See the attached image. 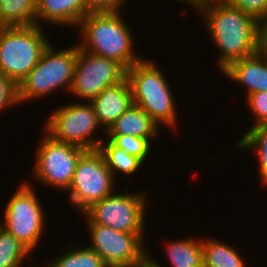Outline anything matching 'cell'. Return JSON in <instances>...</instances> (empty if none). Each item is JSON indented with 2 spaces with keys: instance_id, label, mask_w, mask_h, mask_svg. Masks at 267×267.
Instances as JSON below:
<instances>
[{
  "instance_id": "cell-30",
  "label": "cell",
  "mask_w": 267,
  "mask_h": 267,
  "mask_svg": "<svg viewBox=\"0 0 267 267\" xmlns=\"http://www.w3.org/2000/svg\"><path fill=\"white\" fill-rule=\"evenodd\" d=\"M153 258L154 256L152 257L148 251V262L142 267H162V265H160L159 262H156Z\"/></svg>"
},
{
  "instance_id": "cell-10",
  "label": "cell",
  "mask_w": 267,
  "mask_h": 267,
  "mask_svg": "<svg viewBox=\"0 0 267 267\" xmlns=\"http://www.w3.org/2000/svg\"><path fill=\"white\" fill-rule=\"evenodd\" d=\"M44 134L36 149L32 174L38 183L67 192L77 163L87 150L73 144L58 142Z\"/></svg>"
},
{
  "instance_id": "cell-21",
  "label": "cell",
  "mask_w": 267,
  "mask_h": 267,
  "mask_svg": "<svg viewBox=\"0 0 267 267\" xmlns=\"http://www.w3.org/2000/svg\"><path fill=\"white\" fill-rule=\"evenodd\" d=\"M108 141V142H107ZM104 156L108 168L116 180V173H123L125 176H133L145 164L140 158L125 153L117 147L110 139L101 142L98 149Z\"/></svg>"
},
{
  "instance_id": "cell-13",
  "label": "cell",
  "mask_w": 267,
  "mask_h": 267,
  "mask_svg": "<svg viewBox=\"0 0 267 267\" xmlns=\"http://www.w3.org/2000/svg\"><path fill=\"white\" fill-rule=\"evenodd\" d=\"M90 103L94 107L100 126L104 128L106 133L133 104L132 90L127 77L102 90Z\"/></svg>"
},
{
  "instance_id": "cell-23",
  "label": "cell",
  "mask_w": 267,
  "mask_h": 267,
  "mask_svg": "<svg viewBox=\"0 0 267 267\" xmlns=\"http://www.w3.org/2000/svg\"><path fill=\"white\" fill-rule=\"evenodd\" d=\"M31 252L0 226V267H22Z\"/></svg>"
},
{
  "instance_id": "cell-15",
  "label": "cell",
  "mask_w": 267,
  "mask_h": 267,
  "mask_svg": "<svg viewBox=\"0 0 267 267\" xmlns=\"http://www.w3.org/2000/svg\"><path fill=\"white\" fill-rule=\"evenodd\" d=\"M87 14L85 0H37L36 25L46 22L77 28Z\"/></svg>"
},
{
  "instance_id": "cell-32",
  "label": "cell",
  "mask_w": 267,
  "mask_h": 267,
  "mask_svg": "<svg viewBox=\"0 0 267 267\" xmlns=\"http://www.w3.org/2000/svg\"><path fill=\"white\" fill-rule=\"evenodd\" d=\"M175 1H181L182 3L189 4L192 6V8H197V0H175ZM194 6V7H193Z\"/></svg>"
},
{
  "instance_id": "cell-17",
  "label": "cell",
  "mask_w": 267,
  "mask_h": 267,
  "mask_svg": "<svg viewBox=\"0 0 267 267\" xmlns=\"http://www.w3.org/2000/svg\"><path fill=\"white\" fill-rule=\"evenodd\" d=\"M194 237L168 241L165 245L172 267H203L202 241Z\"/></svg>"
},
{
  "instance_id": "cell-1",
  "label": "cell",
  "mask_w": 267,
  "mask_h": 267,
  "mask_svg": "<svg viewBox=\"0 0 267 267\" xmlns=\"http://www.w3.org/2000/svg\"><path fill=\"white\" fill-rule=\"evenodd\" d=\"M207 34L220 50L217 66L222 72L232 62L252 56L260 48V23L238 7L224 2L199 6Z\"/></svg>"
},
{
  "instance_id": "cell-18",
  "label": "cell",
  "mask_w": 267,
  "mask_h": 267,
  "mask_svg": "<svg viewBox=\"0 0 267 267\" xmlns=\"http://www.w3.org/2000/svg\"><path fill=\"white\" fill-rule=\"evenodd\" d=\"M37 0H0V27L36 24Z\"/></svg>"
},
{
  "instance_id": "cell-16",
  "label": "cell",
  "mask_w": 267,
  "mask_h": 267,
  "mask_svg": "<svg viewBox=\"0 0 267 267\" xmlns=\"http://www.w3.org/2000/svg\"><path fill=\"white\" fill-rule=\"evenodd\" d=\"M158 124L140 107L132 104L110 127L107 135H130L151 140L160 134Z\"/></svg>"
},
{
  "instance_id": "cell-31",
  "label": "cell",
  "mask_w": 267,
  "mask_h": 267,
  "mask_svg": "<svg viewBox=\"0 0 267 267\" xmlns=\"http://www.w3.org/2000/svg\"><path fill=\"white\" fill-rule=\"evenodd\" d=\"M225 0H197V7L208 5L210 3L224 2Z\"/></svg>"
},
{
  "instance_id": "cell-20",
  "label": "cell",
  "mask_w": 267,
  "mask_h": 267,
  "mask_svg": "<svg viewBox=\"0 0 267 267\" xmlns=\"http://www.w3.org/2000/svg\"><path fill=\"white\" fill-rule=\"evenodd\" d=\"M235 143L240 151L253 150L255 156L257 154V160L259 161V178L263 185H267V124L257 125L250 127L245 134L240 136V139Z\"/></svg>"
},
{
  "instance_id": "cell-6",
  "label": "cell",
  "mask_w": 267,
  "mask_h": 267,
  "mask_svg": "<svg viewBox=\"0 0 267 267\" xmlns=\"http://www.w3.org/2000/svg\"><path fill=\"white\" fill-rule=\"evenodd\" d=\"M33 187L30 182H22L7 202L3 220H0V226L31 253L38 249L43 230L46 228L45 213Z\"/></svg>"
},
{
  "instance_id": "cell-25",
  "label": "cell",
  "mask_w": 267,
  "mask_h": 267,
  "mask_svg": "<svg viewBox=\"0 0 267 267\" xmlns=\"http://www.w3.org/2000/svg\"><path fill=\"white\" fill-rule=\"evenodd\" d=\"M224 3L238 7L259 23L267 17V0H225Z\"/></svg>"
},
{
  "instance_id": "cell-4",
  "label": "cell",
  "mask_w": 267,
  "mask_h": 267,
  "mask_svg": "<svg viewBox=\"0 0 267 267\" xmlns=\"http://www.w3.org/2000/svg\"><path fill=\"white\" fill-rule=\"evenodd\" d=\"M78 44L57 51L58 49L50 43L43 51L37 65L19 83L18 102L22 104L25 103L24 101H31L37 97L38 99L47 97L63 87L70 91Z\"/></svg>"
},
{
  "instance_id": "cell-19",
  "label": "cell",
  "mask_w": 267,
  "mask_h": 267,
  "mask_svg": "<svg viewBox=\"0 0 267 267\" xmlns=\"http://www.w3.org/2000/svg\"><path fill=\"white\" fill-rule=\"evenodd\" d=\"M203 267H246L241 254L217 239L202 240Z\"/></svg>"
},
{
  "instance_id": "cell-5",
  "label": "cell",
  "mask_w": 267,
  "mask_h": 267,
  "mask_svg": "<svg viewBox=\"0 0 267 267\" xmlns=\"http://www.w3.org/2000/svg\"><path fill=\"white\" fill-rule=\"evenodd\" d=\"M42 26L0 27V73L17 86L50 44Z\"/></svg>"
},
{
  "instance_id": "cell-2",
  "label": "cell",
  "mask_w": 267,
  "mask_h": 267,
  "mask_svg": "<svg viewBox=\"0 0 267 267\" xmlns=\"http://www.w3.org/2000/svg\"><path fill=\"white\" fill-rule=\"evenodd\" d=\"M122 12L89 13L79 23V48L99 57L112 59L126 70L143 59L133 49L134 35ZM84 40V41H83Z\"/></svg>"
},
{
  "instance_id": "cell-12",
  "label": "cell",
  "mask_w": 267,
  "mask_h": 267,
  "mask_svg": "<svg viewBox=\"0 0 267 267\" xmlns=\"http://www.w3.org/2000/svg\"><path fill=\"white\" fill-rule=\"evenodd\" d=\"M125 77L126 69L117 61L78 48L69 92L83 101L91 102L102 90L117 84Z\"/></svg>"
},
{
  "instance_id": "cell-26",
  "label": "cell",
  "mask_w": 267,
  "mask_h": 267,
  "mask_svg": "<svg viewBox=\"0 0 267 267\" xmlns=\"http://www.w3.org/2000/svg\"><path fill=\"white\" fill-rule=\"evenodd\" d=\"M246 102L255 117V123L251 127L267 124V91L250 94Z\"/></svg>"
},
{
  "instance_id": "cell-27",
  "label": "cell",
  "mask_w": 267,
  "mask_h": 267,
  "mask_svg": "<svg viewBox=\"0 0 267 267\" xmlns=\"http://www.w3.org/2000/svg\"><path fill=\"white\" fill-rule=\"evenodd\" d=\"M18 102V86L7 76L0 73V111L13 106L17 107ZM1 113V112H0Z\"/></svg>"
},
{
  "instance_id": "cell-8",
  "label": "cell",
  "mask_w": 267,
  "mask_h": 267,
  "mask_svg": "<svg viewBox=\"0 0 267 267\" xmlns=\"http://www.w3.org/2000/svg\"><path fill=\"white\" fill-rule=\"evenodd\" d=\"M45 124L46 134L58 142L73 144L85 150H97L101 145L102 139L93 135L101 126L90 102L61 106L49 115Z\"/></svg>"
},
{
  "instance_id": "cell-11",
  "label": "cell",
  "mask_w": 267,
  "mask_h": 267,
  "mask_svg": "<svg viewBox=\"0 0 267 267\" xmlns=\"http://www.w3.org/2000/svg\"><path fill=\"white\" fill-rule=\"evenodd\" d=\"M87 228L91 238L89 247L107 267L143 266L148 262L144 233H125L104 225H87Z\"/></svg>"
},
{
  "instance_id": "cell-3",
  "label": "cell",
  "mask_w": 267,
  "mask_h": 267,
  "mask_svg": "<svg viewBox=\"0 0 267 267\" xmlns=\"http://www.w3.org/2000/svg\"><path fill=\"white\" fill-rule=\"evenodd\" d=\"M126 77L132 90L133 104L147 112L159 127L166 125L176 129L177 107L161 67L143 58L126 70Z\"/></svg>"
},
{
  "instance_id": "cell-9",
  "label": "cell",
  "mask_w": 267,
  "mask_h": 267,
  "mask_svg": "<svg viewBox=\"0 0 267 267\" xmlns=\"http://www.w3.org/2000/svg\"><path fill=\"white\" fill-rule=\"evenodd\" d=\"M116 193L93 204L82 215L87 225H104L125 233H145L146 193Z\"/></svg>"
},
{
  "instance_id": "cell-34",
  "label": "cell",
  "mask_w": 267,
  "mask_h": 267,
  "mask_svg": "<svg viewBox=\"0 0 267 267\" xmlns=\"http://www.w3.org/2000/svg\"><path fill=\"white\" fill-rule=\"evenodd\" d=\"M117 267H142V266H117Z\"/></svg>"
},
{
  "instance_id": "cell-14",
  "label": "cell",
  "mask_w": 267,
  "mask_h": 267,
  "mask_svg": "<svg viewBox=\"0 0 267 267\" xmlns=\"http://www.w3.org/2000/svg\"><path fill=\"white\" fill-rule=\"evenodd\" d=\"M227 78L246 88V98L261 91H267V61L258 51L252 56L232 62L222 71Z\"/></svg>"
},
{
  "instance_id": "cell-33",
  "label": "cell",
  "mask_w": 267,
  "mask_h": 267,
  "mask_svg": "<svg viewBox=\"0 0 267 267\" xmlns=\"http://www.w3.org/2000/svg\"><path fill=\"white\" fill-rule=\"evenodd\" d=\"M259 52L265 57L267 61V50H259Z\"/></svg>"
},
{
  "instance_id": "cell-24",
  "label": "cell",
  "mask_w": 267,
  "mask_h": 267,
  "mask_svg": "<svg viewBox=\"0 0 267 267\" xmlns=\"http://www.w3.org/2000/svg\"><path fill=\"white\" fill-rule=\"evenodd\" d=\"M106 138L110 139L125 153L140 158L144 163L152 149L151 143L146 138L130 135H107Z\"/></svg>"
},
{
  "instance_id": "cell-7",
  "label": "cell",
  "mask_w": 267,
  "mask_h": 267,
  "mask_svg": "<svg viewBox=\"0 0 267 267\" xmlns=\"http://www.w3.org/2000/svg\"><path fill=\"white\" fill-rule=\"evenodd\" d=\"M115 179L107 166L103 154L87 150L79 159L68 195L71 206L81 215L93 204L113 193Z\"/></svg>"
},
{
  "instance_id": "cell-29",
  "label": "cell",
  "mask_w": 267,
  "mask_h": 267,
  "mask_svg": "<svg viewBox=\"0 0 267 267\" xmlns=\"http://www.w3.org/2000/svg\"><path fill=\"white\" fill-rule=\"evenodd\" d=\"M267 50V17L260 23V48Z\"/></svg>"
},
{
  "instance_id": "cell-22",
  "label": "cell",
  "mask_w": 267,
  "mask_h": 267,
  "mask_svg": "<svg viewBox=\"0 0 267 267\" xmlns=\"http://www.w3.org/2000/svg\"><path fill=\"white\" fill-rule=\"evenodd\" d=\"M62 256L49 262L51 267H107L102 258L89 246L81 249L69 245Z\"/></svg>"
},
{
  "instance_id": "cell-28",
  "label": "cell",
  "mask_w": 267,
  "mask_h": 267,
  "mask_svg": "<svg viewBox=\"0 0 267 267\" xmlns=\"http://www.w3.org/2000/svg\"><path fill=\"white\" fill-rule=\"evenodd\" d=\"M125 2L126 0H85V5L89 13L122 12Z\"/></svg>"
}]
</instances>
